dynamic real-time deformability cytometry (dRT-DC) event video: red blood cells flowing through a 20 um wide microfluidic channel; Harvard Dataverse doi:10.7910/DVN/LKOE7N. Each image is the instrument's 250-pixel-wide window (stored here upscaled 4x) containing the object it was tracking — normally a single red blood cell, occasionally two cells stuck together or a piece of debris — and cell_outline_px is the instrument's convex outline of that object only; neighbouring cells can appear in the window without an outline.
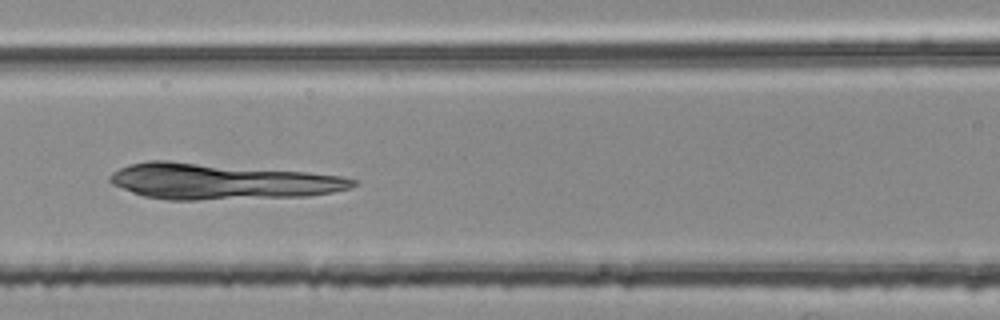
{"species": "common noctule bat (a hibernating species)", "species_latin": "Nyctalus noctula", "temperature_condition": "room temperature", "stored_images_in_passage": 50, "camera_frame_rate_fps": 3000, "um_per_image_px": 0.085, "animal": {"sex": "female", "body_mass_g": 25.1}, "frame": {"image": 1, "passage_image": 23, "time_ms": 7.333, "image_size_px": [1000, 320], "cell_outline_px": [[356, 184], [348, 188], [332, 192], [308, 196], [196, 200], [164, 200], [144, 196], [132, 192], [112, 184], [108, 180], [108, 176], [112, 172], [128, 164], [148, 160], [168, 160], [308, 172], [340, 176], [356, 180]], "centroid_in_image_um": [18.74, 15.41], "position_along_channel_um": 147.9, "area_um2": 50.98}}
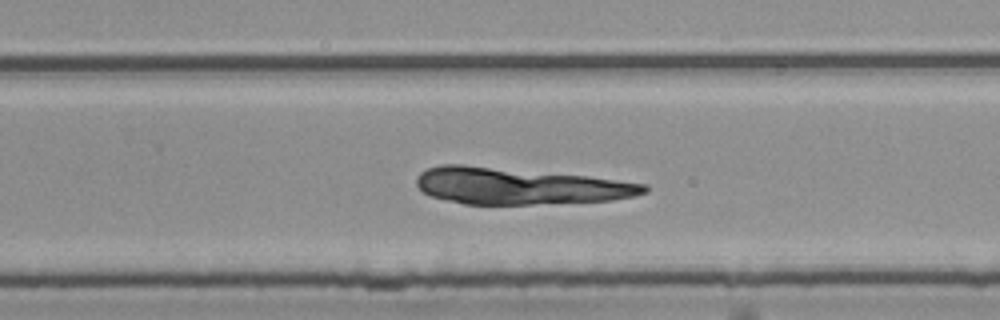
{"frame": {"image": 2, "passage_image": 34, "time_ms": 11.0, "image_size_px": [1000, 320], "cell_outline_px": [[648, 192], [636, 196], [612, 200], [532, 204], [464, 204], [432, 196], [424, 192], [416, 184], [416, 176], [420, 172], [428, 168], [440, 164], [464, 164], [588, 176], [648, 184]], "centroid_in_image_um": [44.15, 15.8], "position_along_channel_um": 285.7, "area_um2": 48.44}}
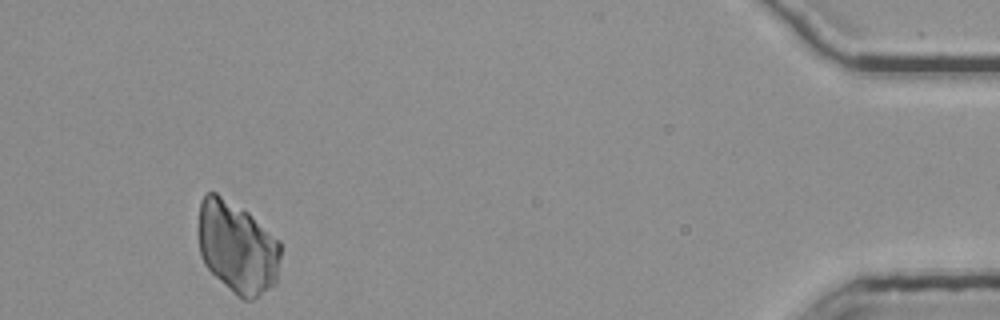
{"frame": {"image": 3, "passage_image": 50, "time_ms": 16.333, "image_size_px": [1000, 320], "cell_outline_px": [[280, 256], [276, 284], [252, 300], [244, 300], [236, 296], [204, 264], [200, 256], [196, 228], [200, 200], [208, 192], [216, 192], [244, 208], [280, 240]], "centroid_in_image_um": [20.14, 20.99], "position_along_channel_um": 415.1, "area_um2": 44.91}}